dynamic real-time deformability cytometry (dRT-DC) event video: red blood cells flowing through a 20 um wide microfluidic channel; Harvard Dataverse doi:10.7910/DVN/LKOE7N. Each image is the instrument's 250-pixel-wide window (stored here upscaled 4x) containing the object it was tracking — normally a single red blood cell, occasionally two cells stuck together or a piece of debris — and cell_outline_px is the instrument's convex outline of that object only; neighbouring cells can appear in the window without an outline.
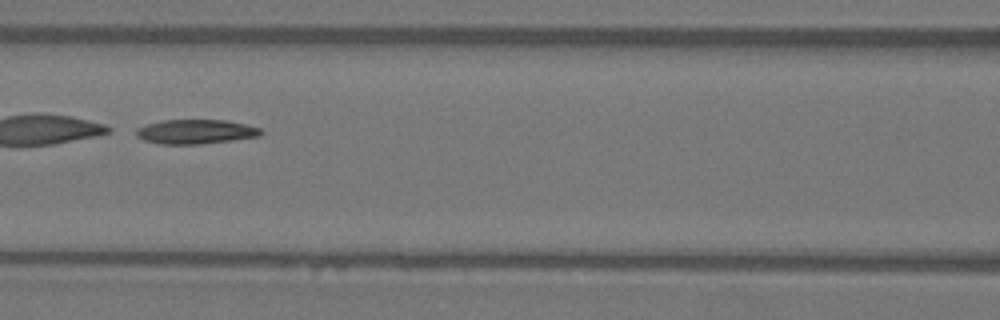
{"species": "Egyptian fruit bat (a non-hibernating species)", "species_latin": "Rousettus aegyptiacus", "temperature_condition": "warm", "stored_images_in_passage": 51, "segment_of_instrument_passage": [2, 2], "camera_frame_rate_fps": 3000, "um_per_image_px": 0.085, "animal": {"sex": "female"}, "frame": {"image": 1, "passage_image": 24, "time_ms": 7.667, "image_size_px": [1000, 320], "cell_outline_px": [[264, 132], [260, 136], [232, 140], [200, 144], [160, 144], [144, 140], [136, 136], [136, 128], [148, 124], [164, 120], [224, 120], [244, 124], [260, 128]], "centroid_in_image_um": [16.63, 11.2], "position_along_channel_um": 150.0, "area_um2": 17.63}}
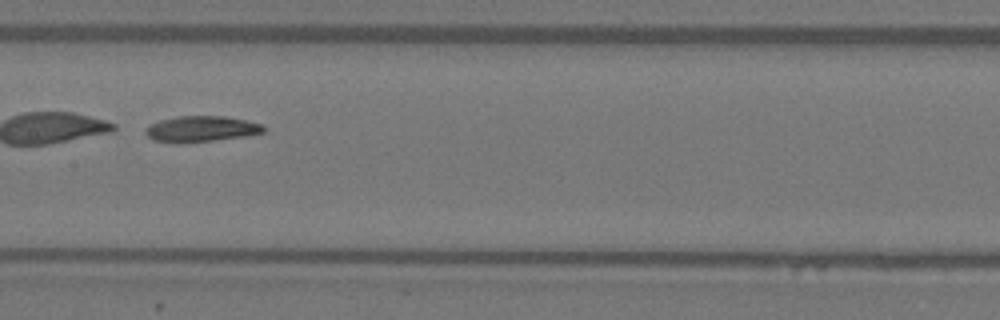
{"frame": {"image": 2, "passage_image": 27, "time_ms": 8.667, "image_size_px": [1000, 320], "cell_outline_px": [[264, 132], [244, 136], [212, 140], [152, 140], [144, 132], [144, 128], [160, 120], [176, 116], [224, 116], [244, 120], [260, 124], [264, 128]], "centroid_in_image_um": [17.1, 10.91], "position_along_channel_um": 190.3, "area_um2": 16.82}}